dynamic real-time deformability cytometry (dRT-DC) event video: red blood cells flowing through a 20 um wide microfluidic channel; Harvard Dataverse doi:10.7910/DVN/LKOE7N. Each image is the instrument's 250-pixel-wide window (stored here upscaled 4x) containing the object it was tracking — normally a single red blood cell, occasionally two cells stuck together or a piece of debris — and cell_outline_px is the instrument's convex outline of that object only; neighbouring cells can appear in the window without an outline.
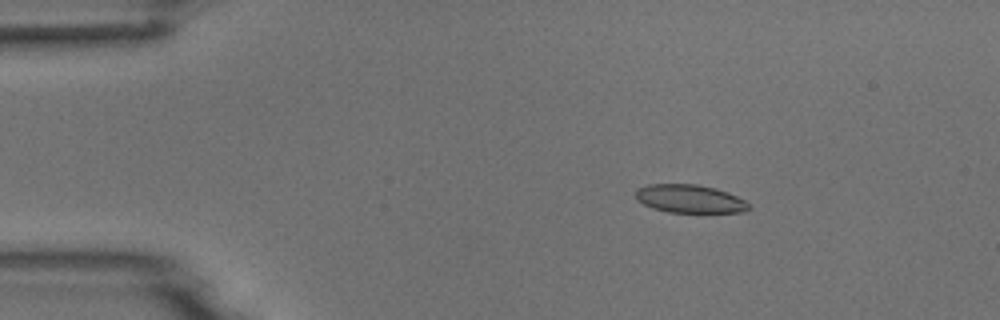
{"species": "common noctule bat (a hibernating species)", "species_latin": "Nyctalus noctula", "temperature_condition": "room temperature", "stored_images_in_passage": 5, "camera_frame_rate_fps": 3000, "um_per_image_px": 0.085, "animal": {"sex": "male", "body_mass_g": 18.8}, "frame": {"image": 1, "passage_image": 3, "time_ms": 2.333, "image_size_px": [1000, 320], "cell_outline_px": [[752, 208], [744, 212], [668, 212], [652, 208], [636, 200], [636, 188], [648, 184], [696, 184], [716, 188], [728, 192], [752, 204]], "centroid_in_image_um": [58.64, 16.89], "position_along_channel_um": 26.4, "area_um2": 18.79}}
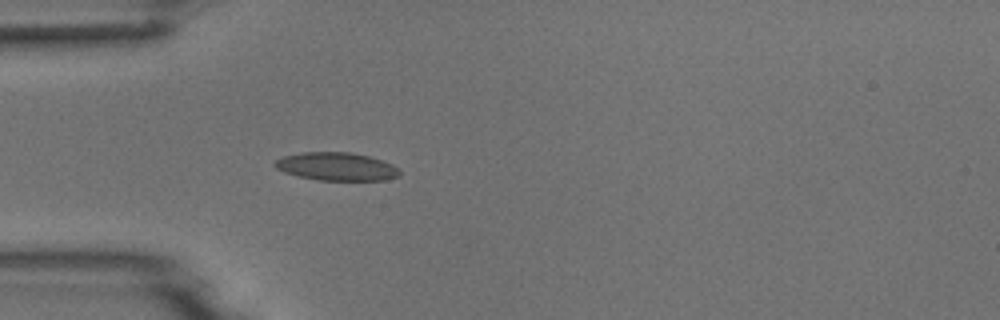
{"frame": {"image": 2, "passage_image": 5, "time_ms": 4.667, "image_size_px": [1000, 320], "cell_outline_px": [[400, 176], [388, 180], [320, 180], [300, 176], [284, 172], [276, 168], [272, 164], [276, 160], [284, 156], [304, 152], [352, 152], [368, 156], [392, 164], [400, 168]], "centroid_in_image_um": [28.64, 14.15], "position_along_channel_um": 56.4, "area_um2": 20.4}}